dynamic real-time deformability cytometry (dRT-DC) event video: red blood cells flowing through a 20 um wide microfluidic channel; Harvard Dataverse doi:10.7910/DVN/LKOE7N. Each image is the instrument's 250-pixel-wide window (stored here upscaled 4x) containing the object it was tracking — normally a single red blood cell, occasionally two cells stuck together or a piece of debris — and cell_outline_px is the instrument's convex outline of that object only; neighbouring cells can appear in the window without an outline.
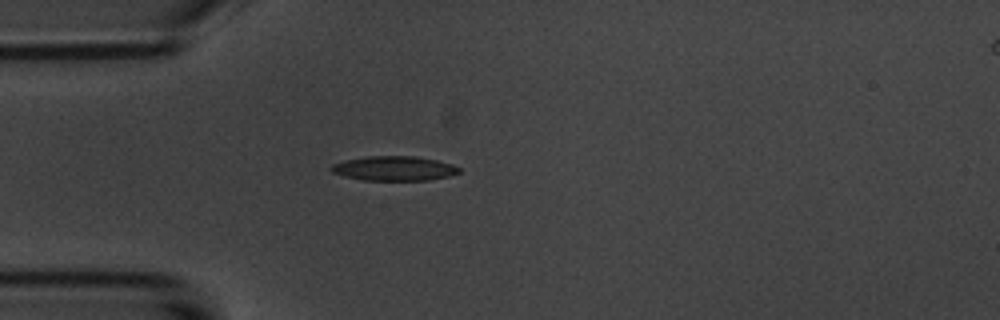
{"species": "common noctule bat (a hibernating species)", "species_latin": "Nyctalus noctula", "temperature_condition": "room temperature", "stored_images_in_passage": 1, "camera_frame_rate_fps": 3000, "um_per_image_px": 0.085, "animal": {"sex": "male", "body_mass_g": 20.1, "forearm_length_mm": 53.5}, "frame": {"image": 1, "passage_image": 1, "time_ms": 0.0, "image_size_px": [1000, 320], "cell_outline_px": [[460, 172], [448, 176], [428, 180], [364, 180], [344, 176], [332, 172], [332, 164], [344, 160], [368, 156], [416, 156], [436, 160], [452, 164], [460, 168]], "centroid_in_image_um": [33.51, 14.31], "position_along_channel_um": 51.5, "area_um2": 18.15}}